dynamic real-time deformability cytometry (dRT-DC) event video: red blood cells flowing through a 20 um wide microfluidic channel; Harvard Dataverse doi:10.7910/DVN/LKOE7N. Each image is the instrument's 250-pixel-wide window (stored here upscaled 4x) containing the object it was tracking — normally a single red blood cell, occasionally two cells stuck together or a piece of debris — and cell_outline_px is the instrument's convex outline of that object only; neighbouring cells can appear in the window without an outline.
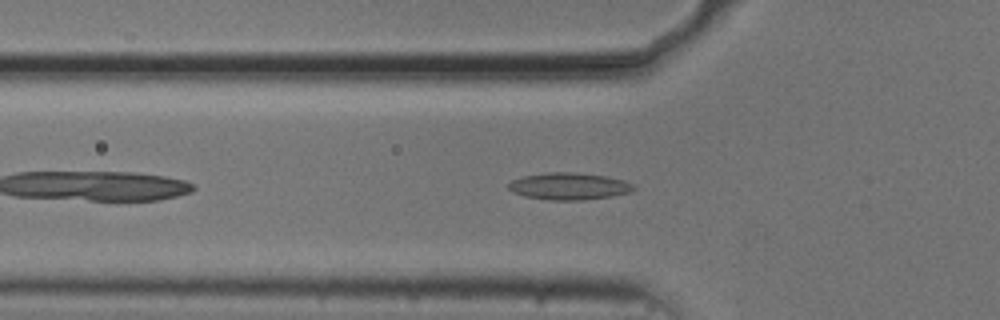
{"species": "common noctule bat (a hibernating species)", "species_latin": "Nyctalus noctula", "temperature_condition": "cold", "stored_images_in_passage": 24, "camera_frame_rate_fps": 3000, "um_per_image_px": 0.085, "animal": {"sex": "male", "body_mass_g": 20.5, "forearm_length_mm": 52.5}, "frame": {"image": 1, "passage_image": 6, "time_ms": 1.667, "image_size_px": [1000, 320], "cell_outline_px": [[636, 188], [632, 192], [612, 196], [584, 200], [548, 200], [524, 196], [512, 192], [508, 188], [508, 184], [512, 180], [524, 176], [544, 172], [576, 172], [608, 176], [624, 180], [636, 184]], "centroid_in_image_um": [48.41, 15.82], "position_along_channel_um": 77.4, "area_um2": 20.06}}
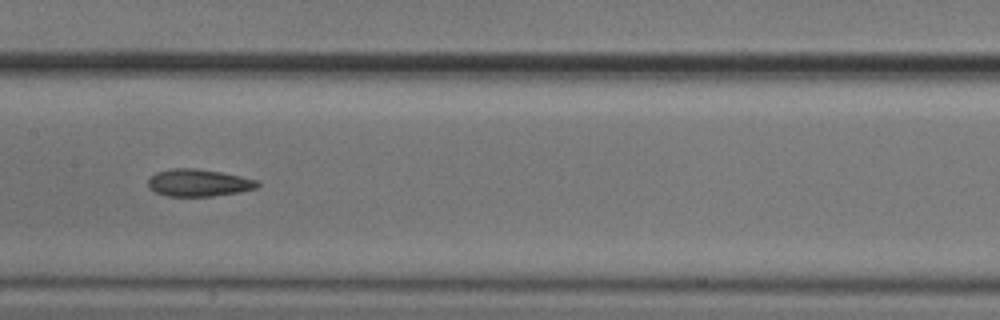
{"frame": {"image": 2, "passage_image": 15, "time_ms": 4.667, "image_size_px": [1000, 320], "cell_outline_px": [[260, 184], [256, 188], [240, 192], [212, 196], [168, 196], [156, 192], [148, 188], [148, 180], [156, 172], [172, 168], [196, 168], [220, 172], [240, 176], [256, 180]], "centroid_in_image_um": [16.86, 15.53], "position_along_channel_um": 190.5, "area_um2": 17.28}}
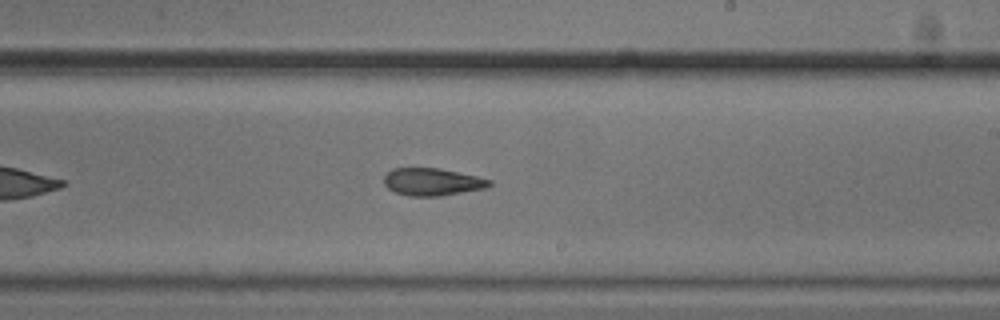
{"frame": {"image": 3, "passage_image": 20, "time_ms": 6.333, "image_size_px": [1000, 320], "cell_outline_px": [[492, 184], [488, 188], [440, 196], [408, 196], [396, 192], [388, 188], [384, 184], [384, 176], [392, 168], [440, 168], [476, 176], [492, 180]], "centroid_in_image_um": [36.76, 15.46], "position_along_channel_um": 252.2, "area_um2": 16.94}}